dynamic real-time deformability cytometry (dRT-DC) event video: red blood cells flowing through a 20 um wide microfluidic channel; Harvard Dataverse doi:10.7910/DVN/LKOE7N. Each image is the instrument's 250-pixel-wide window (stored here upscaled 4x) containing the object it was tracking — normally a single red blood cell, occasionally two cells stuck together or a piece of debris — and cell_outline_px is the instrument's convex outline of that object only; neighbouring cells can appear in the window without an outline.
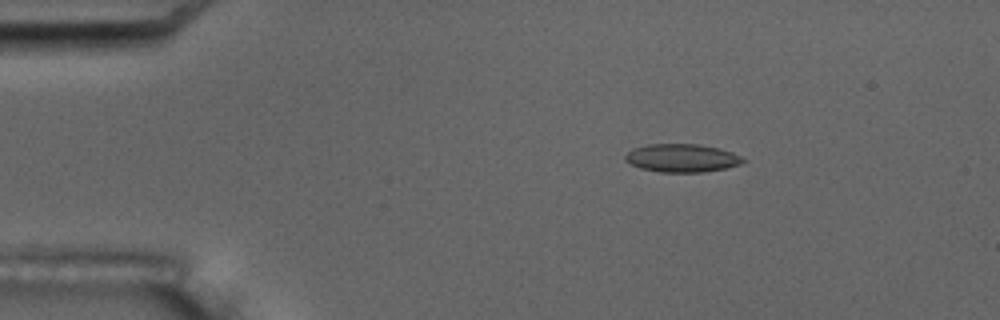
{"species": "common noctule bat (a hibernating species)", "species_latin": "Nyctalus noctula", "temperature_condition": "room temperature", "stored_images_in_passage": 3, "camera_frame_rate_fps": 3000, "um_per_image_px": 0.085, "animal": {"sex": "male", "body_mass_g": 17.5, "forearm_length_mm": 52.3}, "frame": {"image": 1, "passage_image": 1, "time_ms": 0.0, "image_size_px": [1000, 320], "cell_outline_px": [[744, 160], [740, 164], [724, 168], [704, 172], [660, 172], [640, 168], [624, 160], [624, 156], [632, 148], [648, 144], [696, 144], [720, 148], [732, 152], [740, 156]], "centroid_in_image_um": [57.92, 13.43], "position_along_channel_um": 27.1, "area_um2": 19.25}}